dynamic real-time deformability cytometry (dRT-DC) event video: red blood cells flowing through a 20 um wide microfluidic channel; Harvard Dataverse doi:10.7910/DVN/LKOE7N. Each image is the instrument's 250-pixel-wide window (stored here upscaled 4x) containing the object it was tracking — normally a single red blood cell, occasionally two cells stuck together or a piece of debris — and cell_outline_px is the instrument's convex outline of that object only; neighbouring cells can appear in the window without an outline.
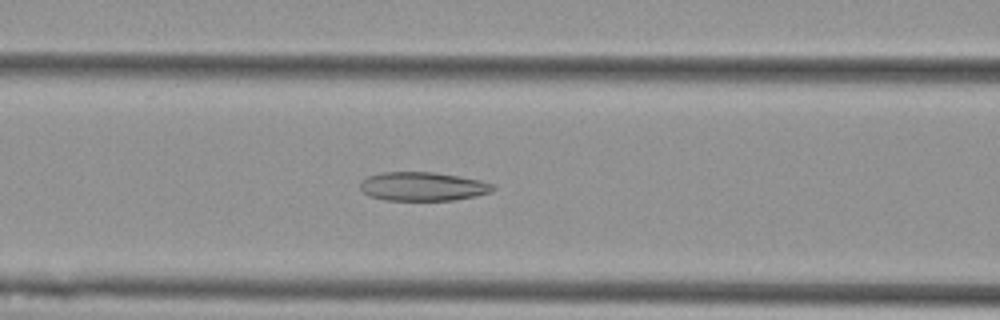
{"species": "Egyptian fruit bat (a non-hibernating species)", "species_latin": "Rousettus aegyptiacus", "temperature_condition": "cold", "stored_images_in_passage": 46, "camera_frame_rate_fps": 3000, "um_per_image_px": 0.085, "animal": {"sex": "female"}, "frame": {"image": 1, "passage_image": 13, "time_ms": 4.0, "image_size_px": [1000, 320], "cell_outline_px": [[496, 188], [492, 192], [476, 196], [456, 200], [384, 200], [368, 196], [360, 188], [360, 180], [368, 176], [380, 172], [432, 172], [460, 176], [480, 180], [492, 184]], "centroid_in_image_um": [35.93, 15.85], "position_along_channel_um": 130.7, "area_um2": 22.48}}
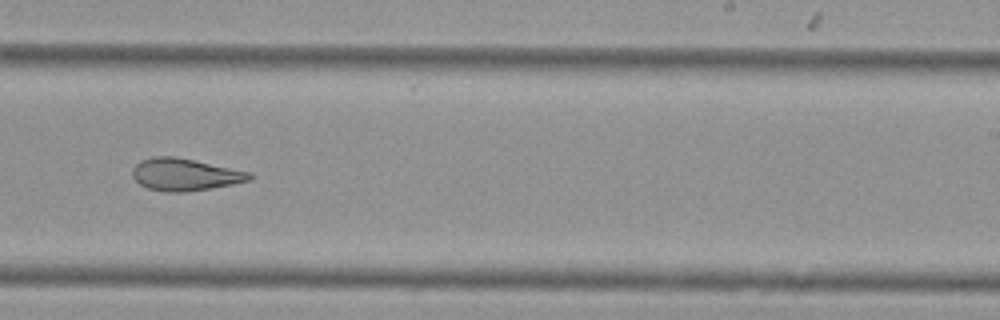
{"frame": {"image": 2, "passage_image": 25, "time_ms": 8.0, "image_size_px": [1000, 320], "cell_outline_px": [[252, 180], [212, 188], [184, 192], [164, 192], [148, 188], [140, 184], [132, 176], [132, 168], [140, 160], [152, 156], [176, 156], [252, 172]], "centroid_in_image_um": [15.72, 14.83], "position_along_channel_um": 273.3, "area_um2": 22.2}}
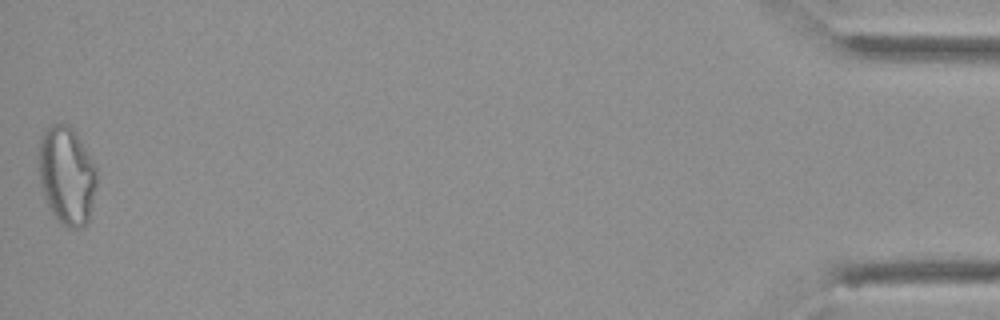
{"frame": {"image": 3, "passage_image": 46, "time_ms": 15.0, "image_size_px": [1000, 320], "cell_outline_px": [[96, 188], [88, 220], [80, 228], [68, 228], [60, 224], [48, 208], [40, 184], [36, 156], [40, 136], [44, 128], [52, 124], [68, 124], [72, 128], [96, 168]], "centroid_in_image_um": [5.61, 14.91], "position_along_channel_um": 429.6, "area_um2": 33.58}, "authors_computed_cell_mechanics": {"area_um2": 24.2182, "velocity_mm_per_s": 3.5767, "shape_relaxation_time_tau1_ms": null, "shape_relaxation_time_tau2_ms": 3.5851, "deformation_change_tau1": null, "deformation_change_tau2": 0.115}}